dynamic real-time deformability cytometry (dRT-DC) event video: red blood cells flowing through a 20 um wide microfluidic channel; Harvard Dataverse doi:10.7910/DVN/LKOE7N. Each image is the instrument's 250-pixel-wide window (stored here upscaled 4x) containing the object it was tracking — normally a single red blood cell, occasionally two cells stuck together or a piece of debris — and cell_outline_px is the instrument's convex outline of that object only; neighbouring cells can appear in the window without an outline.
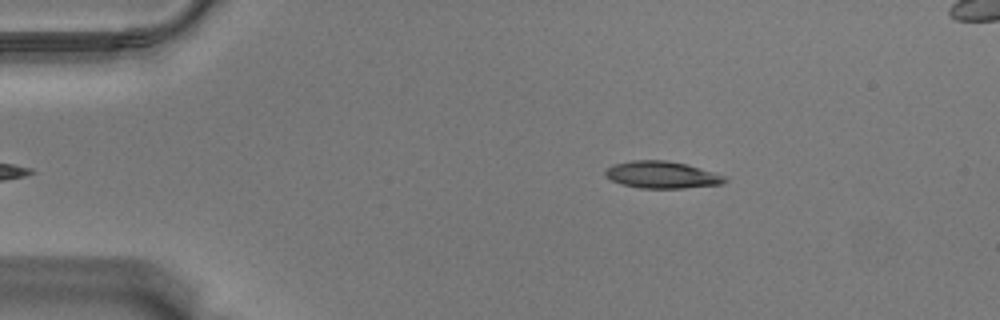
{"species": "Egyptian fruit bat (a non-hibernating species)", "species_latin": "Rousettus aegyptiacus", "temperature_condition": "warm", "stored_images_in_passage": 49, "camera_frame_rate_fps": 3000, "um_per_image_px": 0.085, "animal": {"sex": "male"}, "frame": {"image": 1, "passage_image": 2, "time_ms": 0.333, "image_size_px": [1000, 320], "cell_outline_px": [[728, 180], [724, 184], [684, 188], [640, 188], [620, 184], [604, 176], [604, 168], [612, 164], [632, 160], [668, 160], [688, 164], [724, 176]], "centroid_in_image_um": [56.21, 14.85], "position_along_channel_um": 28.8, "area_um2": 19.07}}
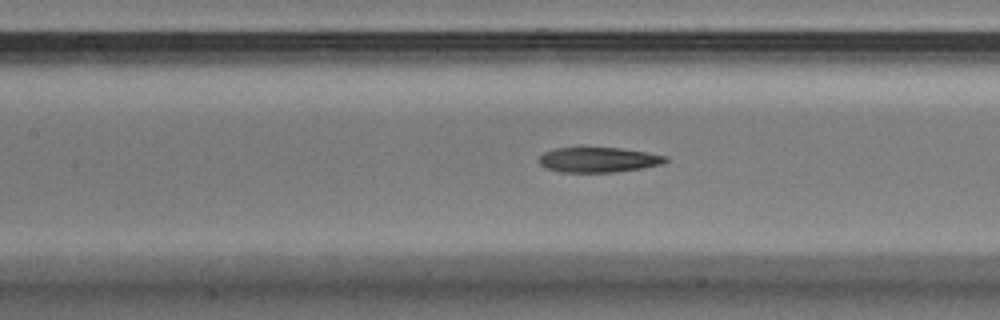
{"frame": {"image": 2, "passage_image": 18, "time_ms": 5.667, "image_size_px": [1000, 320], "cell_outline_px": [[668, 160], [664, 164], [616, 172], [560, 172], [544, 168], [536, 160], [544, 152], [556, 148], [620, 148], [648, 152], [668, 156]], "centroid_in_image_um": [50.86, 13.58], "position_along_channel_um": 156.5, "area_um2": 18.61}}
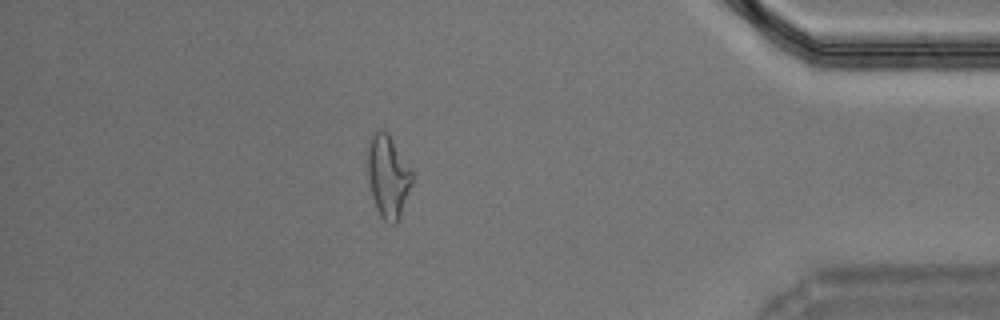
{"frame": {"image": 3, "passage_image": 42, "time_ms": 13.667, "image_size_px": [1000, 320], "cell_outline_px": [[412, 184], [400, 220], [396, 224], [392, 224], [384, 220], [380, 216], [372, 196], [368, 176], [368, 144], [376, 128], [384, 128], [388, 132], [412, 172]], "centroid_in_image_um": [32.99, 14.99], "position_along_channel_um": 402.2, "area_um2": 21.44}, "authors_computed_cell_mechanics": {"area_um2": 19.4208, "velocity_mm_per_s": 3.5413, "shape_relaxation_time_tau1_ms": null, "shape_relaxation_time_tau2_ms": 5.7301, "deformation_change_tau1": null, "deformation_change_tau2": 0.1742}}